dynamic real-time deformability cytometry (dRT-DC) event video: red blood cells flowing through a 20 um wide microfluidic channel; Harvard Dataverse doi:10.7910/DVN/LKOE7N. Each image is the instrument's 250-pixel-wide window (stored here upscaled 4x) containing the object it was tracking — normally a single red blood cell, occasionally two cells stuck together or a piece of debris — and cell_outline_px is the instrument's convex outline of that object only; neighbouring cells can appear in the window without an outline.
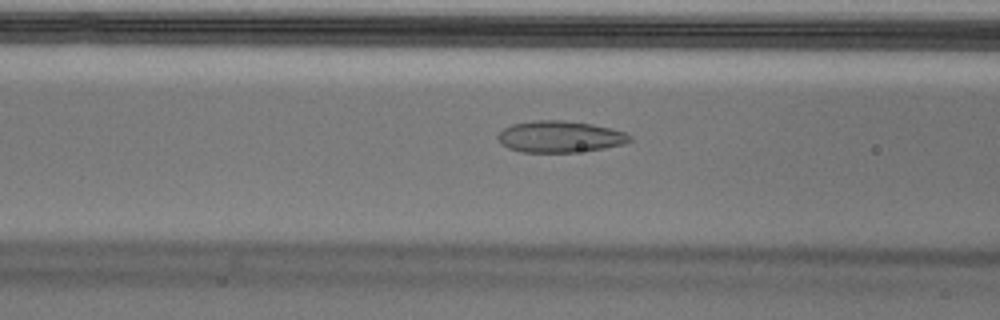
{"species": "Egyptian fruit bat (a non-hibernating species)", "species_latin": "Rousettus aegyptiacus", "temperature_condition": "cold", "stored_images_in_passage": 52, "camera_frame_rate_fps": 3000, "um_per_image_px": 0.085, "animal": {"sex": "male"}, "frame": {"image": 1, "passage_image": 19, "time_ms": 6.0, "image_size_px": [1000, 320], "cell_outline_px": [[632, 140], [624, 144], [604, 148], [572, 152], [520, 152], [508, 148], [500, 144], [496, 136], [504, 128], [512, 124], [532, 120], [564, 120], [592, 124], [612, 128], [624, 132], [632, 136]], "centroid_in_image_um": [47.57, 11.61], "position_along_channel_um": 119.0, "area_um2": 24.39}}
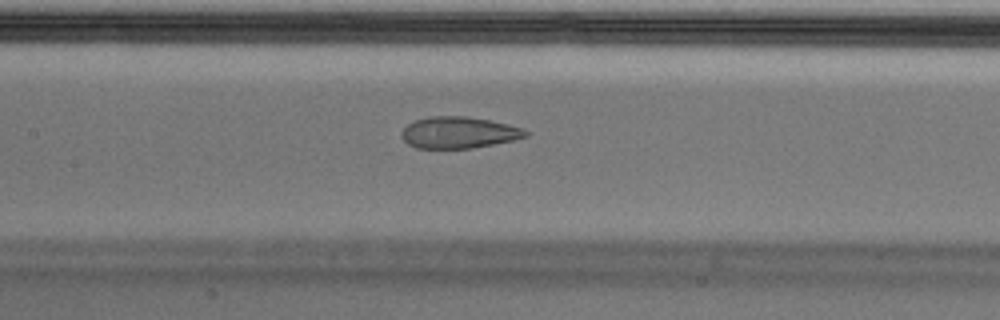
{"frame": {"image": 2, "passage_image": 23, "time_ms": 7.333, "image_size_px": [1000, 320], "cell_outline_px": [[528, 136], [516, 140], [472, 148], [416, 148], [408, 144], [400, 136], [404, 128], [408, 124], [416, 120], [428, 116], [464, 116], [488, 120], [508, 124], [520, 128], [528, 132]], "centroid_in_image_um": [38.99, 11.27], "position_along_channel_um": 168.4, "area_um2": 22.72}, "authors_computed_cell_mechanics": {"area_um2": 24.7673, "velocity_mm_per_s": 3.6693, "shape_relaxation_time_tau1_ms": null, "shape_relaxation_time_tau2_ms": 1.3461, "deformation_change_tau1": null, "deformation_change_tau2": 0.0705}}